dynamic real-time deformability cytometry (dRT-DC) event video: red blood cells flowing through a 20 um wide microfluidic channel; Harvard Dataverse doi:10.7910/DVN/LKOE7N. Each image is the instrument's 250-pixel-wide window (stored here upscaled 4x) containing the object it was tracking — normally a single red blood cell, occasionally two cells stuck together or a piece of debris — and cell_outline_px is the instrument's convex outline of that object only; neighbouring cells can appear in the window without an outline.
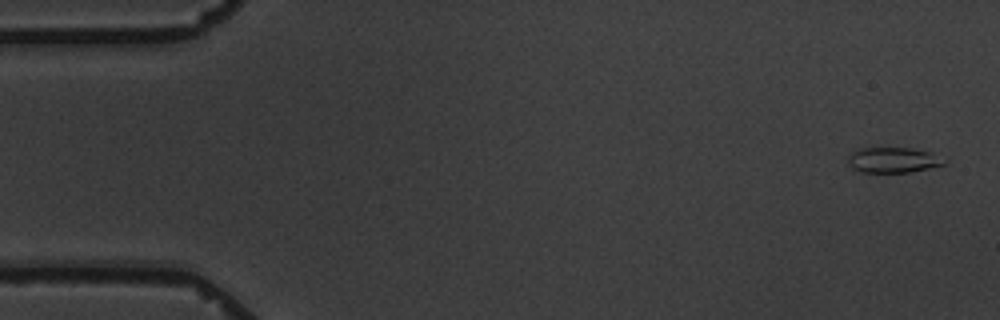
{"species": "common noctule bat (a hibernating species)", "species_latin": "Nyctalus noctula", "temperature_condition": "warm", "stored_images_in_passage": 6, "camera_frame_rate_fps": 3000, "um_per_image_px": 0.085, "animal": {"sex": "male", "body_mass_g": 19.5, "forearm_length_mm": 54.6}, "frame": {"image": 1, "passage_image": 1, "time_ms": 0.0, "image_size_px": [1000, 320], "cell_outline_px": [[948, 160], [944, 164], [908, 172], [860, 172], [852, 168], [848, 164], [848, 156], [852, 152], [860, 148], [912, 148], [932, 152]], "centroid_in_image_um": [75.91, 13.59], "position_along_channel_um": 9.1, "area_um2": 14.22}}